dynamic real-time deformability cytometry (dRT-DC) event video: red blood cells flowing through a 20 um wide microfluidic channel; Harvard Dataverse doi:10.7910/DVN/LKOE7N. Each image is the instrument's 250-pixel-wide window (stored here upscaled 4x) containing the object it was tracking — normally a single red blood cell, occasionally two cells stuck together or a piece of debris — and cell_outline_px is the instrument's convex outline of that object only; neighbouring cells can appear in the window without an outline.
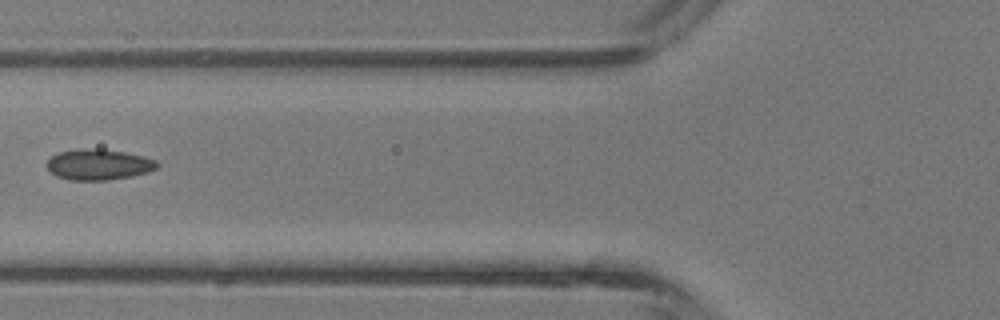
{"species": "common noctule bat (a hibernating species)", "species_latin": "Nyctalus noctula", "temperature_condition": "room temperature", "stored_images_in_passage": 3, "camera_frame_rate_fps": 3000, "um_per_image_px": 0.085, "animal": {"sex": "male", "body_mass_g": 13.3}, "frame": {"image": 1, "passage_image": 3, "time_ms": 0.667, "image_size_px": [1000, 320], "cell_outline_px": [[160, 164], [156, 168], [148, 172], [132, 176], [108, 180], [68, 180], [56, 176], [48, 168], [48, 160], [52, 156], [60, 152], [80, 148], [124, 152], [144, 156], [156, 160]], "centroid_in_image_um": [8.41, 14.0], "position_along_channel_um": 117.4, "area_um2": 19.54}}